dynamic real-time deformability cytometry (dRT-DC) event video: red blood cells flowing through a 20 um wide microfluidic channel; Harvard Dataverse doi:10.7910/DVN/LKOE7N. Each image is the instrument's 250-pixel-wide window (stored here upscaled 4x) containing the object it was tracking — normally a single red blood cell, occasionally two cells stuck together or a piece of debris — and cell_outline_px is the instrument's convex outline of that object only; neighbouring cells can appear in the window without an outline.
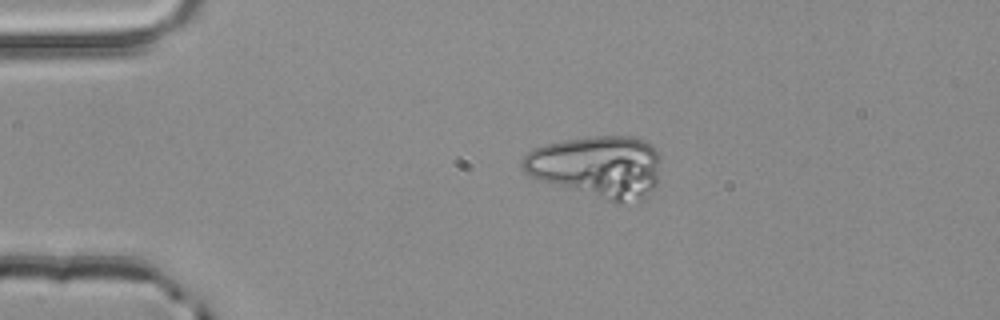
{"species": "common noctule bat (a hibernating species)", "species_latin": "Nyctalus noctula", "temperature_condition": "room temperature", "stored_images_in_passage": 2, "camera_frame_rate_fps": 3000, "um_per_image_px": 0.085, "animal": {"sex": "male", "body_mass_g": 20.4}, "frame": {"image": 1, "passage_image": 1, "time_ms": 0.0, "image_size_px": [1000, 320], "cell_outline_px": [[660, 152], [656, 184], [648, 196], [640, 204], [616, 204], [540, 180], [524, 172], [520, 164], [524, 156], [532, 148], [564, 140], [592, 136], [628, 136], [644, 140], [656, 148]], "centroid_in_image_um": [50.82, 14.2], "position_along_channel_um": 34.2, "area_um2": 50.63}}